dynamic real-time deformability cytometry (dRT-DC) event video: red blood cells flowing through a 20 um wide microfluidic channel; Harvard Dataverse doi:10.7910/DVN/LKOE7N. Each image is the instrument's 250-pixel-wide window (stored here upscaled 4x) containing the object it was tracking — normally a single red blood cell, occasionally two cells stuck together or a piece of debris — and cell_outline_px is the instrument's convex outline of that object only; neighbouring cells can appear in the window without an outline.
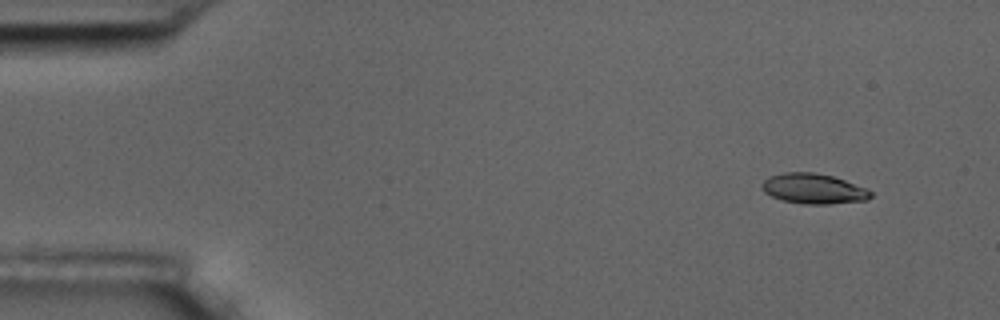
{"species": "common noctule bat (a hibernating species)", "species_latin": "Nyctalus noctula", "temperature_condition": "room temperature", "stored_images_in_passage": 4, "camera_frame_rate_fps": 3000, "um_per_image_px": 0.085, "animal": {"sex": "male", "body_mass_g": 17.5, "forearm_length_mm": 52.3}, "frame": {"image": 1, "passage_image": 1, "time_ms": 0.0, "image_size_px": [1000, 320], "cell_outline_px": [[872, 196], [868, 200], [828, 204], [800, 204], [784, 200], [772, 196], [764, 192], [760, 184], [768, 176], [784, 172], [816, 172], [832, 176], [868, 188], [872, 192]], "centroid_in_image_um": [69.15, 16.03], "position_along_channel_um": 15.8, "area_um2": 19.31}}
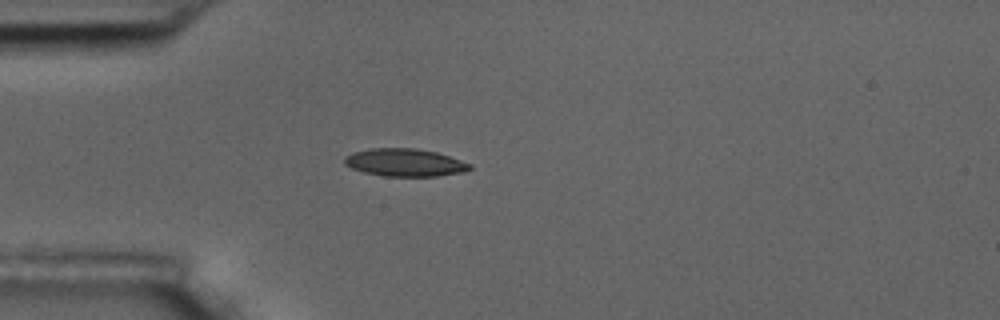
{"frame": {"image": 2, "passage_image": 4, "time_ms": 3.667, "image_size_px": [1000, 320], "cell_outline_px": [[472, 168], [464, 172], [436, 176], [384, 176], [364, 172], [352, 168], [344, 164], [344, 156], [352, 152], [372, 148], [416, 148], [436, 152], [472, 164]], "centroid_in_image_um": [34.4, 13.81], "position_along_channel_um": 50.6, "area_um2": 20.23}}